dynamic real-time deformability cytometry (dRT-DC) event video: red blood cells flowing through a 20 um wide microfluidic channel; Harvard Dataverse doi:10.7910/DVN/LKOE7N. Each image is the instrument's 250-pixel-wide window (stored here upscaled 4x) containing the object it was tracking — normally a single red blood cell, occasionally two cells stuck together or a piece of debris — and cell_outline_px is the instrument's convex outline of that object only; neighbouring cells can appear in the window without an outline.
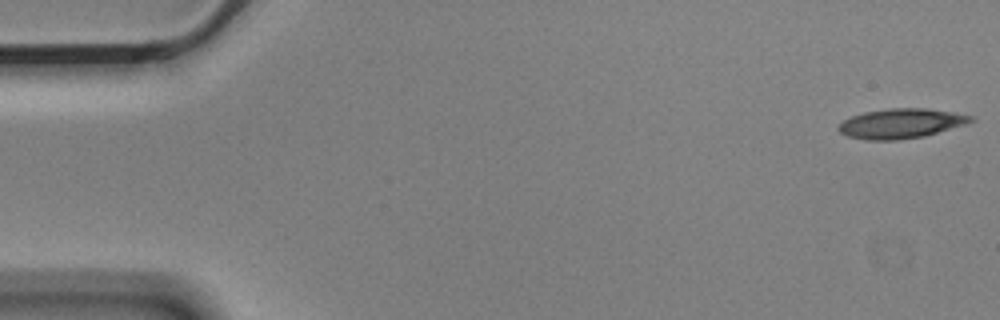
{"species": "Egyptian fruit bat (a non-hibernating species)", "species_latin": "Rousettus aegyptiacus", "temperature_condition": "cold", "stored_images_in_passage": 5, "camera_frame_rate_fps": 3000, "um_per_image_px": 0.085, "animal": {"sex": "male"}, "frame": {"image": 1, "passage_image": 1, "time_ms": 0.0, "image_size_px": [1000, 320], "cell_outline_px": [[976, 120], [964, 124], [924, 136], [896, 140], [868, 140], [848, 136], [840, 132], [836, 128], [844, 120], [852, 116], [864, 112], [888, 108], [928, 108], [956, 112], [976, 116]], "centroid_in_image_um": [76.62, 10.48], "position_along_channel_um": 8.4, "area_um2": 22.95}}